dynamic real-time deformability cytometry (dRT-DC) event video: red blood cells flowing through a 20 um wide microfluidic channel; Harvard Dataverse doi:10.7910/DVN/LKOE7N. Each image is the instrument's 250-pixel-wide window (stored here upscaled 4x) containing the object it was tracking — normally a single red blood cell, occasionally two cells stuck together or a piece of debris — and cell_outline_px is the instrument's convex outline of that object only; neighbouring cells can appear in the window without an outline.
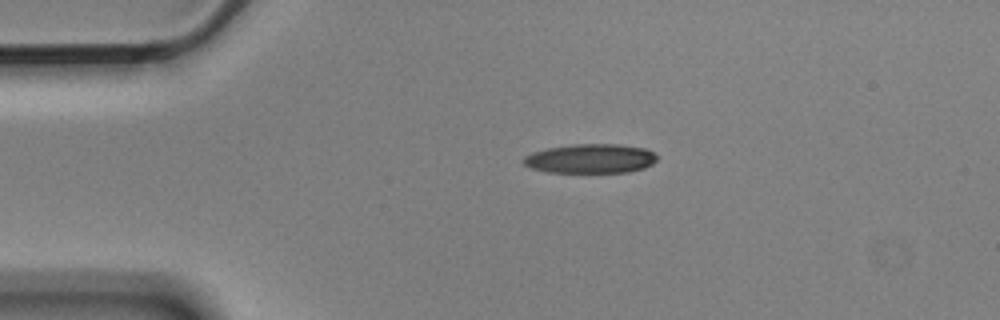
{"species": "Egyptian fruit bat (a non-hibernating species)", "species_latin": "Rousettus aegyptiacus", "temperature_condition": "cold", "stored_images_in_passage": 5, "camera_frame_rate_fps": 3000, "um_per_image_px": 0.085, "animal": {"sex": "male"}, "frame": {"image": 1, "passage_image": 4, "time_ms": 1.0, "image_size_px": [1000, 320], "cell_outline_px": [[656, 160], [652, 164], [644, 168], [628, 172], [548, 172], [532, 168], [524, 164], [520, 160], [524, 156], [532, 152], [548, 148], [576, 144], [620, 144], [644, 148], [652, 152], [656, 156]], "centroid_in_image_um": [50.17, 13.48], "position_along_channel_um": 34.8, "area_um2": 22.72}}